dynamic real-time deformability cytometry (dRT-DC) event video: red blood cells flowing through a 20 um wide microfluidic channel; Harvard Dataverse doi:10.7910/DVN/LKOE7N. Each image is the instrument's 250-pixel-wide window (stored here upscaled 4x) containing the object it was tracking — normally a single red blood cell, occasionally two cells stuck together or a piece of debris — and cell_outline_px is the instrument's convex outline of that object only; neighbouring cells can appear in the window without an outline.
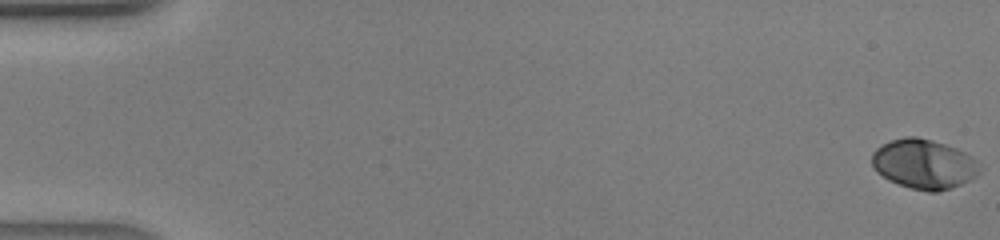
{"species": "human", "species_latin": "Homo sapiens", "temperature_condition": "warm", "stored_images_in_passage": 43, "camera_frame_rate_fps": 3000, "um_per_image_px": 0.085, "donor": {"sex": "male"}, "frame": {"image": 1, "passage_image": 1, "time_ms": 0.0, "image_size_px": [1000, 240], "cell_outline_px": [[980, 172], [976, 176], [952, 188], [936, 192], [928, 192], [912, 188], [888, 180], [876, 172], [872, 164], [872, 152], [876, 148], [892, 140], [904, 136], [916, 136], [932, 140], [956, 148], [972, 156], [980, 164]], "centroid_in_image_um": [78.53, 13.94], "position_along_channel_um": 6.5, "area_um2": 31.15}}
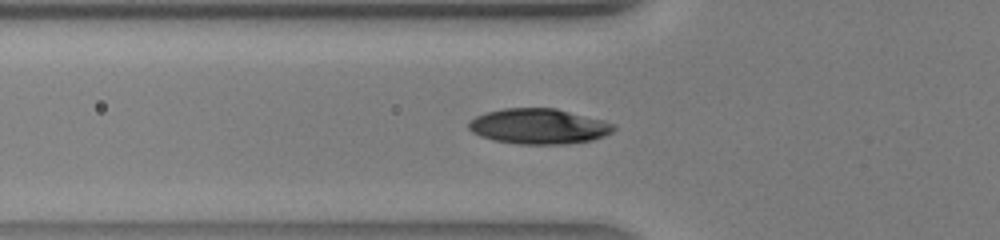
{"frame": {"image": 2, "passage_image": 16, "time_ms": 5.0, "image_size_px": [1000, 240], "cell_outline_px": [[616, 128], [612, 132], [604, 136], [592, 140], [564, 144], [520, 144], [492, 140], [480, 136], [472, 132], [468, 128], [468, 120], [484, 112], [504, 108], [556, 108], [604, 120], [616, 124]], "centroid_in_image_um": [45.78, 10.73], "position_along_channel_um": 80.0, "area_um2": 30.17}}
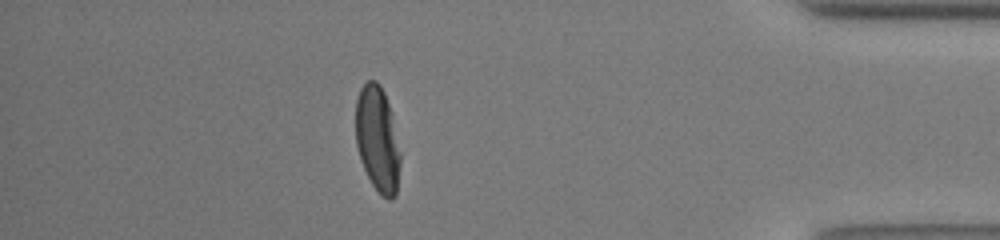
{"frame": {"image": 3, "passage_image": 38, "time_ms": 12.333, "image_size_px": [1000, 240], "cell_outline_px": [[400, 164], [396, 196], [392, 200], [388, 200], [380, 196], [372, 184], [360, 160], [356, 144], [356, 100], [360, 88], [368, 80], [376, 80], [380, 84], [384, 92], [388, 104], [400, 152]], "centroid_in_image_um": [32.08, 11.87], "position_along_channel_um": 403.1, "area_um2": 27.4}}